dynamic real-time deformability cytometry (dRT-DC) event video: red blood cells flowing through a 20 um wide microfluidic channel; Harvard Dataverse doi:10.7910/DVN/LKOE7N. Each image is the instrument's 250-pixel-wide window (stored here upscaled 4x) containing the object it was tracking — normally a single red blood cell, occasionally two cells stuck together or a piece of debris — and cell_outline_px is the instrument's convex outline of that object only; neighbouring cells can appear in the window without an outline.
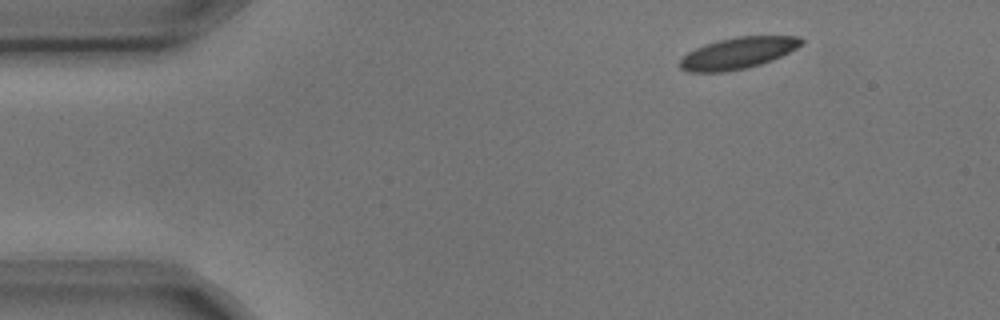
{"species": "common noctule bat (a hibernating species)", "species_latin": "Nyctalus noctula", "temperature_condition": "cold", "stored_images_in_passage": 4, "segment_of_instrument_passage": [2, 2], "camera_frame_rate_fps": 3000, "um_per_image_px": 0.085, "animal": {"sex": "male", "body_mass_g": 17.9, "forearm_length_mm": 54.2}, "frame": {"image": 1, "passage_image": 4, "time_ms": 1.0, "image_size_px": [1000, 320], "cell_outline_px": [[804, 40], [796, 48], [772, 60], [748, 68], [724, 72], [688, 72], [680, 68], [680, 60], [688, 52], [704, 44], [736, 36], [800, 36]], "centroid_in_image_um": [62.7, 4.52], "position_along_channel_um": 22.3, "area_um2": 22.14}}